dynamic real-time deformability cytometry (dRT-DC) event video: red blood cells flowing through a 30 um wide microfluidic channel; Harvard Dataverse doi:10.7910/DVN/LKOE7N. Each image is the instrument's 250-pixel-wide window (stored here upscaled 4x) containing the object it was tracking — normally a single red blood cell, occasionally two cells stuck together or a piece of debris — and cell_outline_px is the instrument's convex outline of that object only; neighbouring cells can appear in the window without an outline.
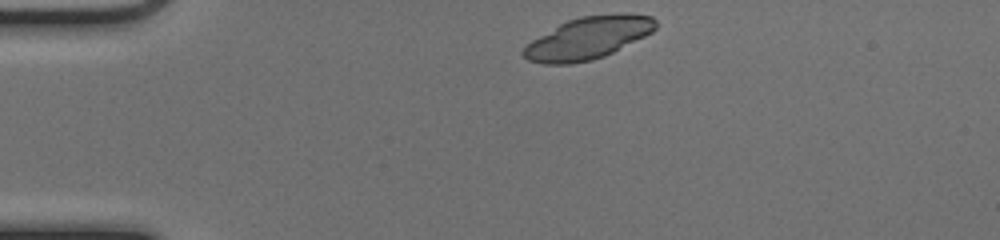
{"species": "common noctule bat (a hibernating species)", "species_latin": "Nyctalus noctula", "temperature_condition": "cold", "stored_images_in_passage": 41, "camera_frame_rate_fps": 3000, "um_per_image_px": 0.085, "animal": {"sex": "female", "body_mass_g": 17.0, "forearm_length_mm": 48.0}, "frame": {"image": 1, "passage_image": 1, "time_ms": 0.0, "image_size_px": [1000, 240], "cell_outline_px": [[656, 28], [652, 32], [604, 56], [592, 60], [568, 64], [544, 64], [528, 60], [520, 52], [532, 40], [560, 24], [568, 20], [580, 16], [620, 12], [628, 12], [652, 16], [656, 20]], "centroid_in_image_um": [50.01, 3.21], "position_along_channel_um": 35.0, "area_um2": 32.43}}